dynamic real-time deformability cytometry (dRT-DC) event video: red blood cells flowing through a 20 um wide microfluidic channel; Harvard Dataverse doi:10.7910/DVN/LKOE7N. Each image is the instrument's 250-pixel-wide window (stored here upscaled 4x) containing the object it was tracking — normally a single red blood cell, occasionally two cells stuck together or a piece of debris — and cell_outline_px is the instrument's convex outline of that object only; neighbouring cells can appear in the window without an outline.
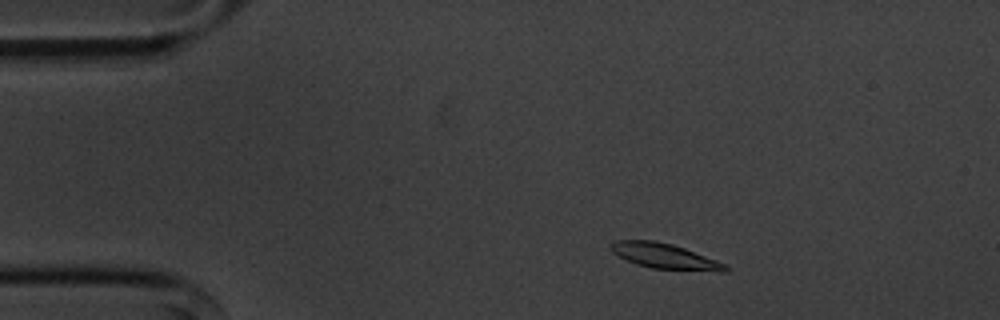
{"species": "common noctule bat (a hibernating species)", "species_latin": "Nyctalus noctula", "temperature_condition": "cold", "stored_images_in_passage": 52, "camera_frame_rate_fps": 3000, "um_per_image_px": 0.085, "animal": {"sex": "male", "body_mass_g": 20.1, "forearm_length_mm": 53.5}, "frame": {"image": 1, "passage_image": 5, "time_ms": 1.333, "image_size_px": [1000, 320], "cell_outline_px": [[732, 268], [728, 272], [720, 272], [652, 268], [636, 264], [612, 252], [608, 244], [616, 240], [652, 240], [672, 244], [684, 248], [728, 264]], "centroid_in_image_um": [56.58, 21.78], "position_along_channel_um": 28.4, "area_um2": 17.05}}
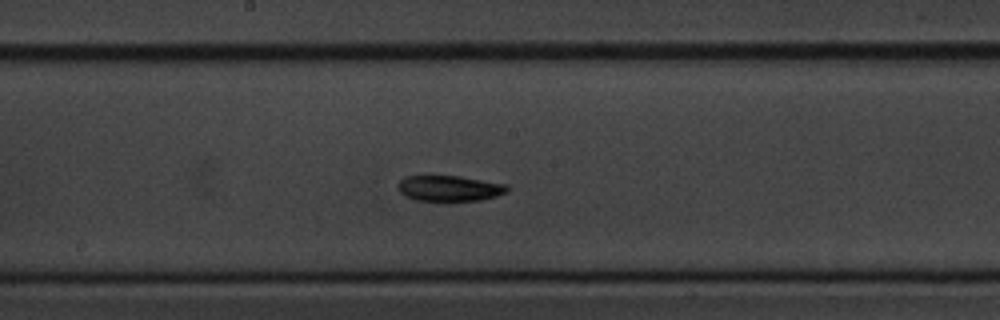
{"frame": {"image": 2, "passage_image": 25, "time_ms": 8.0, "image_size_px": [1000, 320], "cell_outline_px": [[508, 188], [504, 192], [496, 196], [480, 200], [448, 204], [416, 200], [404, 196], [396, 188], [396, 184], [404, 176], [460, 176], [508, 184]], "centroid_in_image_um": [38.14, 16.05], "position_along_channel_um": 210.1, "area_um2": 17.22}}
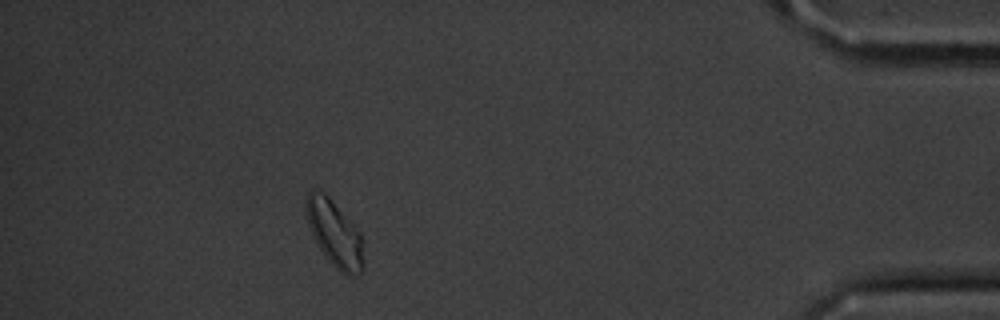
{"frame": {"image": 3, "passage_image": 46, "time_ms": 15.0, "image_size_px": [1000, 320], "cell_outline_px": [[364, 268], [356, 276], [348, 276], [340, 272], [328, 260], [316, 244], [308, 224], [304, 212], [304, 200], [308, 192], [324, 192], [328, 196], [360, 232], [364, 260]], "centroid_in_image_um": [28.42, 19.87], "position_along_channel_um": 406.8, "area_um2": 22.2}, "authors_computed_cell_mechanics": {"area_um2": 16.5597, "velocity_mm_per_s": 3.5388, "shape_relaxation_time_tau1_ms": 2.3289, "shape_relaxation_time_tau2_ms": 5.2449, "deformation_change_tau1": 0.1157, "deformation_change_tau2": 0.0881}}